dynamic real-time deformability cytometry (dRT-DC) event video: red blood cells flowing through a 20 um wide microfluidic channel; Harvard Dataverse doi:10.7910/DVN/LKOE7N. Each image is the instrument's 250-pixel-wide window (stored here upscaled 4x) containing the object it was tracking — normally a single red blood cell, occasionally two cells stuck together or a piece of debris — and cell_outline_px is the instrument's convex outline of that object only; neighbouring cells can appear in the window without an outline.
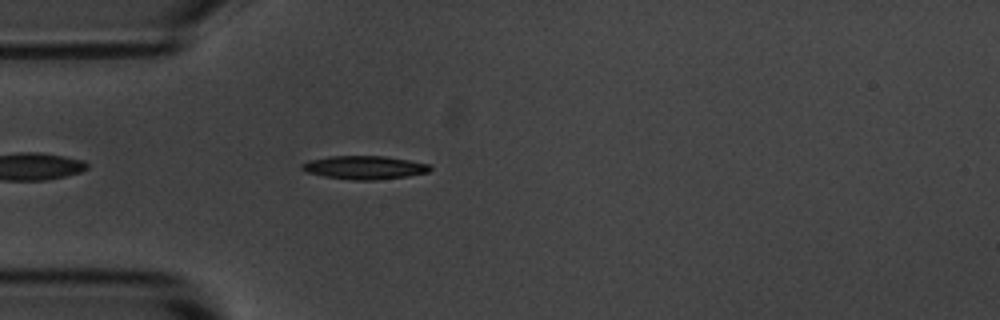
{"species": "common noctule bat (a hibernating species)", "species_latin": "Nyctalus noctula", "temperature_condition": "room temperature", "stored_images_in_passage": 4, "camera_frame_rate_fps": 3000, "um_per_image_px": 0.085, "animal": {"sex": "male", "body_mass_g": 20.1, "forearm_length_mm": 53.5}, "frame": {"image": 1, "passage_image": 4, "time_ms": 3.667, "image_size_px": [1000, 320], "cell_outline_px": [[432, 168], [428, 172], [408, 176], [376, 180], [352, 180], [324, 176], [304, 172], [300, 168], [300, 164], [308, 160], [328, 156], [384, 156], [432, 164]], "centroid_in_image_um": [30.95, 14.23], "position_along_channel_um": 54.1, "area_um2": 17.69}}